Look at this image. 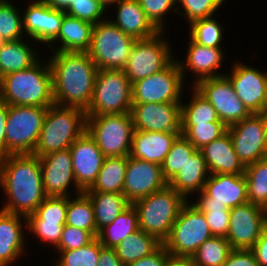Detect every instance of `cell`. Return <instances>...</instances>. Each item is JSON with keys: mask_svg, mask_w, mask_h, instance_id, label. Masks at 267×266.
Wrapping results in <instances>:
<instances>
[{"mask_svg": "<svg viewBox=\"0 0 267 266\" xmlns=\"http://www.w3.org/2000/svg\"><path fill=\"white\" fill-rule=\"evenodd\" d=\"M92 29V23L65 14L58 36L47 49L50 52H87L91 44Z\"/></svg>", "mask_w": 267, "mask_h": 266, "instance_id": "obj_28", "label": "cell"}, {"mask_svg": "<svg viewBox=\"0 0 267 266\" xmlns=\"http://www.w3.org/2000/svg\"><path fill=\"white\" fill-rule=\"evenodd\" d=\"M26 4L22 11L24 34L37 45L40 44L38 46H48L58 36L66 13L53 9L41 0H31Z\"/></svg>", "mask_w": 267, "mask_h": 266, "instance_id": "obj_19", "label": "cell"}, {"mask_svg": "<svg viewBox=\"0 0 267 266\" xmlns=\"http://www.w3.org/2000/svg\"><path fill=\"white\" fill-rule=\"evenodd\" d=\"M226 239L232 249H251L267 224V210L246 202L230 208Z\"/></svg>", "mask_w": 267, "mask_h": 266, "instance_id": "obj_16", "label": "cell"}, {"mask_svg": "<svg viewBox=\"0 0 267 266\" xmlns=\"http://www.w3.org/2000/svg\"><path fill=\"white\" fill-rule=\"evenodd\" d=\"M165 266H197L194 264L191 257H174L169 256Z\"/></svg>", "mask_w": 267, "mask_h": 266, "instance_id": "obj_56", "label": "cell"}, {"mask_svg": "<svg viewBox=\"0 0 267 266\" xmlns=\"http://www.w3.org/2000/svg\"><path fill=\"white\" fill-rule=\"evenodd\" d=\"M191 97L181 102V126H194L197 123L222 122L211 103L189 83ZM191 87V88H190Z\"/></svg>", "mask_w": 267, "mask_h": 266, "instance_id": "obj_35", "label": "cell"}, {"mask_svg": "<svg viewBox=\"0 0 267 266\" xmlns=\"http://www.w3.org/2000/svg\"><path fill=\"white\" fill-rule=\"evenodd\" d=\"M196 150L184 135L180 134L176 138L161 165L162 174L167 183L178 174Z\"/></svg>", "mask_w": 267, "mask_h": 266, "instance_id": "obj_41", "label": "cell"}, {"mask_svg": "<svg viewBox=\"0 0 267 266\" xmlns=\"http://www.w3.org/2000/svg\"><path fill=\"white\" fill-rule=\"evenodd\" d=\"M181 132L134 130L129 156L162 165Z\"/></svg>", "mask_w": 267, "mask_h": 266, "instance_id": "obj_26", "label": "cell"}, {"mask_svg": "<svg viewBox=\"0 0 267 266\" xmlns=\"http://www.w3.org/2000/svg\"><path fill=\"white\" fill-rule=\"evenodd\" d=\"M86 130L105 157L129 156L134 133L130 112L86 116Z\"/></svg>", "mask_w": 267, "mask_h": 266, "instance_id": "obj_8", "label": "cell"}, {"mask_svg": "<svg viewBox=\"0 0 267 266\" xmlns=\"http://www.w3.org/2000/svg\"><path fill=\"white\" fill-rule=\"evenodd\" d=\"M222 266H259L251 249H232Z\"/></svg>", "mask_w": 267, "mask_h": 266, "instance_id": "obj_51", "label": "cell"}, {"mask_svg": "<svg viewBox=\"0 0 267 266\" xmlns=\"http://www.w3.org/2000/svg\"><path fill=\"white\" fill-rule=\"evenodd\" d=\"M232 248L224 237H211L205 240L191 256L197 266H222Z\"/></svg>", "mask_w": 267, "mask_h": 266, "instance_id": "obj_38", "label": "cell"}, {"mask_svg": "<svg viewBox=\"0 0 267 266\" xmlns=\"http://www.w3.org/2000/svg\"><path fill=\"white\" fill-rule=\"evenodd\" d=\"M198 208L203 212L212 235L226 238L230 223V209L217 206Z\"/></svg>", "mask_w": 267, "mask_h": 266, "instance_id": "obj_49", "label": "cell"}, {"mask_svg": "<svg viewBox=\"0 0 267 266\" xmlns=\"http://www.w3.org/2000/svg\"><path fill=\"white\" fill-rule=\"evenodd\" d=\"M211 237L213 235L203 212L189 200L182 206L163 245L171 256L191 257Z\"/></svg>", "mask_w": 267, "mask_h": 266, "instance_id": "obj_9", "label": "cell"}, {"mask_svg": "<svg viewBox=\"0 0 267 266\" xmlns=\"http://www.w3.org/2000/svg\"><path fill=\"white\" fill-rule=\"evenodd\" d=\"M265 165H267V149L265 153L263 154L262 160H261Z\"/></svg>", "mask_w": 267, "mask_h": 266, "instance_id": "obj_60", "label": "cell"}, {"mask_svg": "<svg viewBox=\"0 0 267 266\" xmlns=\"http://www.w3.org/2000/svg\"><path fill=\"white\" fill-rule=\"evenodd\" d=\"M65 224L89 231L97 237L95 214L90 198L83 192L68 197L67 215Z\"/></svg>", "mask_w": 267, "mask_h": 266, "instance_id": "obj_36", "label": "cell"}, {"mask_svg": "<svg viewBox=\"0 0 267 266\" xmlns=\"http://www.w3.org/2000/svg\"><path fill=\"white\" fill-rule=\"evenodd\" d=\"M53 9L66 12L67 9L73 4V0H41Z\"/></svg>", "mask_w": 267, "mask_h": 266, "instance_id": "obj_57", "label": "cell"}, {"mask_svg": "<svg viewBox=\"0 0 267 266\" xmlns=\"http://www.w3.org/2000/svg\"><path fill=\"white\" fill-rule=\"evenodd\" d=\"M194 87L211 103L218 118L227 127L251 114L235 94L230 80L225 75L202 79Z\"/></svg>", "mask_w": 267, "mask_h": 266, "instance_id": "obj_14", "label": "cell"}, {"mask_svg": "<svg viewBox=\"0 0 267 266\" xmlns=\"http://www.w3.org/2000/svg\"><path fill=\"white\" fill-rule=\"evenodd\" d=\"M28 40L31 39L26 38L25 41L23 38L0 43V78L12 72L25 70L41 58L40 51L37 47H33L36 45L35 41ZM30 42L31 45H29Z\"/></svg>", "mask_w": 267, "mask_h": 266, "instance_id": "obj_30", "label": "cell"}, {"mask_svg": "<svg viewBox=\"0 0 267 266\" xmlns=\"http://www.w3.org/2000/svg\"><path fill=\"white\" fill-rule=\"evenodd\" d=\"M0 189L7 200L1 210L26 218L33 214L47 197L39 157L31 153L0 158Z\"/></svg>", "mask_w": 267, "mask_h": 266, "instance_id": "obj_1", "label": "cell"}, {"mask_svg": "<svg viewBox=\"0 0 267 266\" xmlns=\"http://www.w3.org/2000/svg\"><path fill=\"white\" fill-rule=\"evenodd\" d=\"M100 3L105 7V9L107 10H111V6L116 5L120 0H99Z\"/></svg>", "mask_w": 267, "mask_h": 266, "instance_id": "obj_58", "label": "cell"}, {"mask_svg": "<svg viewBox=\"0 0 267 266\" xmlns=\"http://www.w3.org/2000/svg\"><path fill=\"white\" fill-rule=\"evenodd\" d=\"M53 100L60 106L86 111L91 103L98 68L87 52H50Z\"/></svg>", "mask_w": 267, "mask_h": 266, "instance_id": "obj_2", "label": "cell"}, {"mask_svg": "<svg viewBox=\"0 0 267 266\" xmlns=\"http://www.w3.org/2000/svg\"><path fill=\"white\" fill-rule=\"evenodd\" d=\"M134 130L181 132V103H142L131 106Z\"/></svg>", "mask_w": 267, "mask_h": 266, "instance_id": "obj_22", "label": "cell"}, {"mask_svg": "<svg viewBox=\"0 0 267 266\" xmlns=\"http://www.w3.org/2000/svg\"><path fill=\"white\" fill-rule=\"evenodd\" d=\"M230 69L231 73L224 75L230 80L235 94L250 113H260L267 88V69L262 71L238 60Z\"/></svg>", "mask_w": 267, "mask_h": 266, "instance_id": "obj_18", "label": "cell"}, {"mask_svg": "<svg viewBox=\"0 0 267 266\" xmlns=\"http://www.w3.org/2000/svg\"><path fill=\"white\" fill-rule=\"evenodd\" d=\"M108 12L99 0H75L65 13L94 25L106 20Z\"/></svg>", "mask_w": 267, "mask_h": 266, "instance_id": "obj_47", "label": "cell"}, {"mask_svg": "<svg viewBox=\"0 0 267 266\" xmlns=\"http://www.w3.org/2000/svg\"><path fill=\"white\" fill-rule=\"evenodd\" d=\"M132 105V83L124 70L98 69L86 116L128 113Z\"/></svg>", "mask_w": 267, "mask_h": 266, "instance_id": "obj_6", "label": "cell"}, {"mask_svg": "<svg viewBox=\"0 0 267 266\" xmlns=\"http://www.w3.org/2000/svg\"><path fill=\"white\" fill-rule=\"evenodd\" d=\"M233 148L246 167L261 161L267 149L266 127L263 115L251 113L242 121L227 127Z\"/></svg>", "mask_w": 267, "mask_h": 266, "instance_id": "obj_15", "label": "cell"}, {"mask_svg": "<svg viewBox=\"0 0 267 266\" xmlns=\"http://www.w3.org/2000/svg\"><path fill=\"white\" fill-rule=\"evenodd\" d=\"M191 200L197 207L234 208L248 202L245 174H210L203 190Z\"/></svg>", "mask_w": 267, "mask_h": 266, "instance_id": "obj_13", "label": "cell"}, {"mask_svg": "<svg viewBox=\"0 0 267 266\" xmlns=\"http://www.w3.org/2000/svg\"><path fill=\"white\" fill-rule=\"evenodd\" d=\"M248 202L267 210V165L257 161L246 166Z\"/></svg>", "mask_w": 267, "mask_h": 266, "instance_id": "obj_39", "label": "cell"}, {"mask_svg": "<svg viewBox=\"0 0 267 266\" xmlns=\"http://www.w3.org/2000/svg\"><path fill=\"white\" fill-rule=\"evenodd\" d=\"M0 78V99L10 105L49 107L54 104L48 58Z\"/></svg>", "mask_w": 267, "mask_h": 266, "instance_id": "obj_3", "label": "cell"}, {"mask_svg": "<svg viewBox=\"0 0 267 266\" xmlns=\"http://www.w3.org/2000/svg\"><path fill=\"white\" fill-rule=\"evenodd\" d=\"M68 197L47 196L35 213L43 221L66 222Z\"/></svg>", "mask_w": 267, "mask_h": 266, "instance_id": "obj_48", "label": "cell"}, {"mask_svg": "<svg viewBox=\"0 0 267 266\" xmlns=\"http://www.w3.org/2000/svg\"><path fill=\"white\" fill-rule=\"evenodd\" d=\"M43 189L46 196L71 197L83 193L78 187L72 168V157L68 149L39 157ZM73 187V190L70 188ZM71 191V192H70Z\"/></svg>", "mask_w": 267, "mask_h": 266, "instance_id": "obj_17", "label": "cell"}, {"mask_svg": "<svg viewBox=\"0 0 267 266\" xmlns=\"http://www.w3.org/2000/svg\"><path fill=\"white\" fill-rule=\"evenodd\" d=\"M265 127H266V142H267V115H263Z\"/></svg>", "mask_w": 267, "mask_h": 266, "instance_id": "obj_61", "label": "cell"}, {"mask_svg": "<svg viewBox=\"0 0 267 266\" xmlns=\"http://www.w3.org/2000/svg\"><path fill=\"white\" fill-rule=\"evenodd\" d=\"M86 131V113L77 107L52 104L47 108L35 147L37 157L68 149Z\"/></svg>", "mask_w": 267, "mask_h": 266, "instance_id": "obj_4", "label": "cell"}, {"mask_svg": "<svg viewBox=\"0 0 267 266\" xmlns=\"http://www.w3.org/2000/svg\"><path fill=\"white\" fill-rule=\"evenodd\" d=\"M25 234L26 217L0 209V264L14 266L21 260L28 249Z\"/></svg>", "mask_w": 267, "mask_h": 266, "instance_id": "obj_24", "label": "cell"}, {"mask_svg": "<svg viewBox=\"0 0 267 266\" xmlns=\"http://www.w3.org/2000/svg\"><path fill=\"white\" fill-rule=\"evenodd\" d=\"M209 175L203 154L197 149L168 185L189 201L203 190Z\"/></svg>", "mask_w": 267, "mask_h": 266, "instance_id": "obj_29", "label": "cell"}, {"mask_svg": "<svg viewBox=\"0 0 267 266\" xmlns=\"http://www.w3.org/2000/svg\"><path fill=\"white\" fill-rule=\"evenodd\" d=\"M200 150L209 174H244L246 167L237 156L228 131Z\"/></svg>", "mask_w": 267, "mask_h": 266, "instance_id": "obj_27", "label": "cell"}, {"mask_svg": "<svg viewBox=\"0 0 267 266\" xmlns=\"http://www.w3.org/2000/svg\"><path fill=\"white\" fill-rule=\"evenodd\" d=\"M14 1L0 0V43L26 38L22 13Z\"/></svg>", "mask_w": 267, "mask_h": 266, "instance_id": "obj_40", "label": "cell"}, {"mask_svg": "<svg viewBox=\"0 0 267 266\" xmlns=\"http://www.w3.org/2000/svg\"><path fill=\"white\" fill-rule=\"evenodd\" d=\"M187 200L168 184L133 203L138 213L139 229L164 242Z\"/></svg>", "mask_w": 267, "mask_h": 266, "instance_id": "obj_5", "label": "cell"}, {"mask_svg": "<svg viewBox=\"0 0 267 266\" xmlns=\"http://www.w3.org/2000/svg\"><path fill=\"white\" fill-rule=\"evenodd\" d=\"M69 151L75 181L84 192L95 182L105 156L87 130L69 147Z\"/></svg>", "mask_w": 267, "mask_h": 266, "instance_id": "obj_23", "label": "cell"}, {"mask_svg": "<svg viewBox=\"0 0 267 266\" xmlns=\"http://www.w3.org/2000/svg\"><path fill=\"white\" fill-rule=\"evenodd\" d=\"M137 230H139L138 213L133 204H130L110 225L98 232L97 239L103 247L115 248Z\"/></svg>", "mask_w": 267, "mask_h": 266, "instance_id": "obj_34", "label": "cell"}, {"mask_svg": "<svg viewBox=\"0 0 267 266\" xmlns=\"http://www.w3.org/2000/svg\"><path fill=\"white\" fill-rule=\"evenodd\" d=\"M170 256L165 246L162 244L155 252L137 261L130 263L128 266H165Z\"/></svg>", "mask_w": 267, "mask_h": 266, "instance_id": "obj_52", "label": "cell"}, {"mask_svg": "<svg viewBox=\"0 0 267 266\" xmlns=\"http://www.w3.org/2000/svg\"><path fill=\"white\" fill-rule=\"evenodd\" d=\"M185 85L174 58L163 70L132 84V103H181Z\"/></svg>", "mask_w": 267, "mask_h": 266, "instance_id": "obj_12", "label": "cell"}, {"mask_svg": "<svg viewBox=\"0 0 267 266\" xmlns=\"http://www.w3.org/2000/svg\"><path fill=\"white\" fill-rule=\"evenodd\" d=\"M95 237L86 230L65 224L58 247L55 251H67L78 249L89 244Z\"/></svg>", "mask_w": 267, "mask_h": 266, "instance_id": "obj_50", "label": "cell"}, {"mask_svg": "<svg viewBox=\"0 0 267 266\" xmlns=\"http://www.w3.org/2000/svg\"><path fill=\"white\" fill-rule=\"evenodd\" d=\"M27 234H31L30 238L40 240L46 247L57 248L61 238L62 229L65 222L43 221L35 212L27 218Z\"/></svg>", "mask_w": 267, "mask_h": 266, "instance_id": "obj_43", "label": "cell"}, {"mask_svg": "<svg viewBox=\"0 0 267 266\" xmlns=\"http://www.w3.org/2000/svg\"><path fill=\"white\" fill-rule=\"evenodd\" d=\"M167 184L161 165L128 156L123 195L130 204L163 189Z\"/></svg>", "mask_w": 267, "mask_h": 266, "instance_id": "obj_20", "label": "cell"}, {"mask_svg": "<svg viewBox=\"0 0 267 266\" xmlns=\"http://www.w3.org/2000/svg\"><path fill=\"white\" fill-rule=\"evenodd\" d=\"M48 107L10 105L6 123V156L34 153Z\"/></svg>", "mask_w": 267, "mask_h": 266, "instance_id": "obj_10", "label": "cell"}, {"mask_svg": "<svg viewBox=\"0 0 267 266\" xmlns=\"http://www.w3.org/2000/svg\"><path fill=\"white\" fill-rule=\"evenodd\" d=\"M260 114L267 115V88H266L265 99H264L263 105L261 107Z\"/></svg>", "mask_w": 267, "mask_h": 266, "instance_id": "obj_59", "label": "cell"}, {"mask_svg": "<svg viewBox=\"0 0 267 266\" xmlns=\"http://www.w3.org/2000/svg\"><path fill=\"white\" fill-rule=\"evenodd\" d=\"M141 8L145 12L147 18L159 30L166 31L168 29L167 14L176 13V0H138ZM166 16V17H165ZM166 19V20H165Z\"/></svg>", "mask_w": 267, "mask_h": 266, "instance_id": "obj_46", "label": "cell"}, {"mask_svg": "<svg viewBox=\"0 0 267 266\" xmlns=\"http://www.w3.org/2000/svg\"><path fill=\"white\" fill-rule=\"evenodd\" d=\"M112 7H116L113 10L116 14L107 18L134 39H147L160 32L147 18L138 0H120Z\"/></svg>", "mask_w": 267, "mask_h": 266, "instance_id": "obj_25", "label": "cell"}, {"mask_svg": "<svg viewBox=\"0 0 267 266\" xmlns=\"http://www.w3.org/2000/svg\"><path fill=\"white\" fill-rule=\"evenodd\" d=\"M135 41L107 18L93 25L87 53L98 69L123 70Z\"/></svg>", "mask_w": 267, "mask_h": 266, "instance_id": "obj_7", "label": "cell"}, {"mask_svg": "<svg viewBox=\"0 0 267 266\" xmlns=\"http://www.w3.org/2000/svg\"><path fill=\"white\" fill-rule=\"evenodd\" d=\"M188 40H186L188 43L186 44L185 58L181 59L180 57L178 60L177 55L175 56L185 82H187L186 75L191 73V76H194L191 77L193 78L192 86H195L202 79L225 74L224 71L218 72L222 68L224 57H226L223 48H209L193 42L190 38Z\"/></svg>", "mask_w": 267, "mask_h": 266, "instance_id": "obj_21", "label": "cell"}, {"mask_svg": "<svg viewBox=\"0 0 267 266\" xmlns=\"http://www.w3.org/2000/svg\"><path fill=\"white\" fill-rule=\"evenodd\" d=\"M9 105L0 99V158L6 157V123Z\"/></svg>", "mask_w": 267, "mask_h": 266, "instance_id": "obj_54", "label": "cell"}, {"mask_svg": "<svg viewBox=\"0 0 267 266\" xmlns=\"http://www.w3.org/2000/svg\"><path fill=\"white\" fill-rule=\"evenodd\" d=\"M162 244L155 236L139 229L122 240L114 250L121 263L128 266L140 258L151 255Z\"/></svg>", "mask_w": 267, "mask_h": 266, "instance_id": "obj_33", "label": "cell"}, {"mask_svg": "<svg viewBox=\"0 0 267 266\" xmlns=\"http://www.w3.org/2000/svg\"><path fill=\"white\" fill-rule=\"evenodd\" d=\"M102 247L95 237L89 244L78 249L56 251L59 256L55 258L54 266H97Z\"/></svg>", "mask_w": 267, "mask_h": 266, "instance_id": "obj_42", "label": "cell"}, {"mask_svg": "<svg viewBox=\"0 0 267 266\" xmlns=\"http://www.w3.org/2000/svg\"><path fill=\"white\" fill-rule=\"evenodd\" d=\"M227 131L223 122L197 123L194 126H181V134L198 150L222 136Z\"/></svg>", "mask_w": 267, "mask_h": 266, "instance_id": "obj_44", "label": "cell"}, {"mask_svg": "<svg viewBox=\"0 0 267 266\" xmlns=\"http://www.w3.org/2000/svg\"><path fill=\"white\" fill-rule=\"evenodd\" d=\"M218 18L214 16L199 19L189 24V34L193 42L209 48H223L224 30Z\"/></svg>", "mask_w": 267, "mask_h": 266, "instance_id": "obj_37", "label": "cell"}, {"mask_svg": "<svg viewBox=\"0 0 267 266\" xmlns=\"http://www.w3.org/2000/svg\"><path fill=\"white\" fill-rule=\"evenodd\" d=\"M251 250L259 266H267V224L264 226L261 236Z\"/></svg>", "mask_w": 267, "mask_h": 266, "instance_id": "obj_53", "label": "cell"}, {"mask_svg": "<svg viewBox=\"0 0 267 266\" xmlns=\"http://www.w3.org/2000/svg\"><path fill=\"white\" fill-rule=\"evenodd\" d=\"M91 200L94 208L96 229L98 232L110 225L130 203L120 193L84 192Z\"/></svg>", "mask_w": 267, "mask_h": 266, "instance_id": "obj_32", "label": "cell"}, {"mask_svg": "<svg viewBox=\"0 0 267 266\" xmlns=\"http://www.w3.org/2000/svg\"><path fill=\"white\" fill-rule=\"evenodd\" d=\"M227 0H176L177 13L187 20L193 21L216 16L217 11ZM183 11V12H181ZM216 12V13H215Z\"/></svg>", "mask_w": 267, "mask_h": 266, "instance_id": "obj_45", "label": "cell"}, {"mask_svg": "<svg viewBox=\"0 0 267 266\" xmlns=\"http://www.w3.org/2000/svg\"><path fill=\"white\" fill-rule=\"evenodd\" d=\"M97 266H125L121 263L114 248L102 247Z\"/></svg>", "mask_w": 267, "mask_h": 266, "instance_id": "obj_55", "label": "cell"}, {"mask_svg": "<svg viewBox=\"0 0 267 266\" xmlns=\"http://www.w3.org/2000/svg\"><path fill=\"white\" fill-rule=\"evenodd\" d=\"M165 33L160 31L153 37L135 41L123 69L132 84L163 70L175 58L172 41H168Z\"/></svg>", "mask_w": 267, "mask_h": 266, "instance_id": "obj_11", "label": "cell"}, {"mask_svg": "<svg viewBox=\"0 0 267 266\" xmlns=\"http://www.w3.org/2000/svg\"><path fill=\"white\" fill-rule=\"evenodd\" d=\"M127 162L128 156L105 157L95 182L84 192L123 194Z\"/></svg>", "mask_w": 267, "mask_h": 266, "instance_id": "obj_31", "label": "cell"}]
</instances>
